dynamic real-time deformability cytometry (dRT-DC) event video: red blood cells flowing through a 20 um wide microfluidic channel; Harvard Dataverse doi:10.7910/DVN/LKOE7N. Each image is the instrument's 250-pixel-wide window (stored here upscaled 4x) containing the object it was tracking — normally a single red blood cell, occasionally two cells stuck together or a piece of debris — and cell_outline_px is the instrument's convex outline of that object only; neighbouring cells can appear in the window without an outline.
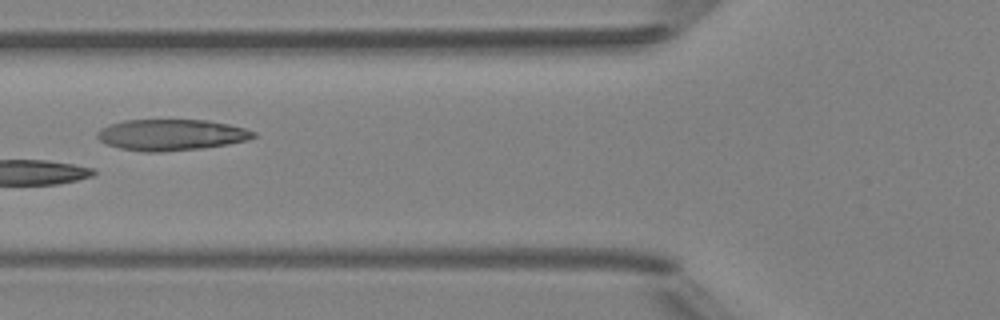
{"species": "Egyptian fruit bat (a non-hibernating species)", "species_latin": "Rousettus aegyptiacus", "temperature_condition": "room temperature", "stored_images_in_passage": 3, "camera_frame_rate_fps": 3000, "um_per_image_px": 0.085, "animal": {"sex": "female"}, "frame": {"image": 1, "passage_image": 3, "time_ms": 2.333, "image_size_px": [1000, 320], "cell_outline_px": [[256, 136], [248, 140], [228, 144], [200, 148], [160, 152], [144, 152], [120, 148], [108, 144], [100, 140], [96, 136], [96, 132], [100, 128], [108, 124], [124, 120], [208, 120], [228, 124], [244, 128], [256, 132]], "centroid_in_image_um": [14.54, 11.45], "position_along_channel_um": 111.3, "area_um2": 28.38}}